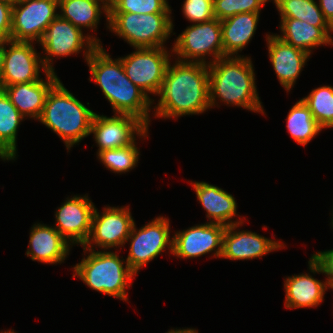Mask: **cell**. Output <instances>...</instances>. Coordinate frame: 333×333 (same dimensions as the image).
Returning a JSON list of instances; mask_svg holds the SVG:
<instances>
[{
  "label": "cell",
  "mask_w": 333,
  "mask_h": 333,
  "mask_svg": "<svg viewBox=\"0 0 333 333\" xmlns=\"http://www.w3.org/2000/svg\"><path fill=\"white\" fill-rule=\"evenodd\" d=\"M156 96L158 101L152 100V105L155 104L152 116L156 119L178 120L208 112L211 109L208 64L171 60Z\"/></svg>",
  "instance_id": "cell-1"
},
{
  "label": "cell",
  "mask_w": 333,
  "mask_h": 333,
  "mask_svg": "<svg viewBox=\"0 0 333 333\" xmlns=\"http://www.w3.org/2000/svg\"><path fill=\"white\" fill-rule=\"evenodd\" d=\"M148 127L131 115L113 114L106 116L95 113L90 135L98 148L96 155L109 149H116L132 144Z\"/></svg>",
  "instance_id": "cell-16"
},
{
  "label": "cell",
  "mask_w": 333,
  "mask_h": 333,
  "mask_svg": "<svg viewBox=\"0 0 333 333\" xmlns=\"http://www.w3.org/2000/svg\"><path fill=\"white\" fill-rule=\"evenodd\" d=\"M133 49L134 51L130 54L119 57L124 71L128 79L153 100L161 88L168 65L172 60V47Z\"/></svg>",
  "instance_id": "cell-10"
},
{
  "label": "cell",
  "mask_w": 333,
  "mask_h": 333,
  "mask_svg": "<svg viewBox=\"0 0 333 333\" xmlns=\"http://www.w3.org/2000/svg\"><path fill=\"white\" fill-rule=\"evenodd\" d=\"M301 99L323 130L333 128V86L320 85Z\"/></svg>",
  "instance_id": "cell-30"
},
{
  "label": "cell",
  "mask_w": 333,
  "mask_h": 333,
  "mask_svg": "<svg viewBox=\"0 0 333 333\" xmlns=\"http://www.w3.org/2000/svg\"><path fill=\"white\" fill-rule=\"evenodd\" d=\"M208 67L211 109L226 105L266 115L257 90L255 67L249 55L225 56Z\"/></svg>",
  "instance_id": "cell-3"
},
{
  "label": "cell",
  "mask_w": 333,
  "mask_h": 333,
  "mask_svg": "<svg viewBox=\"0 0 333 333\" xmlns=\"http://www.w3.org/2000/svg\"><path fill=\"white\" fill-rule=\"evenodd\" d=\"M38 46H41L42 49L41 59L44 67L48 71L56 73L55 59L78 56L83 52L81 55L86 62L98 45L87 33L58 15L46 29Z\"/></svg>",
  "instance_id": "cell-9"
},
{
  "label": "cell",
  "mask_w": 333,
  "mask_h": 333,
  "mask_svg": "<svg viewBox=\"0 0 333 333\" xmlns=\"http://www.w3.org/2000/svg\"><path fill=\"white\" fill-rule=\"evenodd\" d=\"M260 14L254 12L240 13L220 21L224 57L245 56L240 53L247 48L256 34Z\"/></svg>",
  "instance_id": "cell-24"
},
{
  "label": "cell",
  "mask_w": 333,
  "mask_h": 333,
  "mask_svg": "<svg viewBox=\"0 0 333 333\" xmlns=\"http://www.w3.org/2000/svg\"><path fill=\"white\" fill-rule=\"evenodd\" d=\"M264 38L268 51L267 57L272 64L277 80L286 93L290 94L311 55L282 41L275 33L268 32Z\"/></svg>",
  "instance_id": "cell-19"
},
{
  "label": "cell",
  "mask_w": 333,
  "mask_h": 333,
  "mask_svg": "<svg viewBox=\"0 0 333 333\" xmlns=\"http://www.w3.org/2000/svg\"><path fill=\"white\" fill-rule=\"evenodd\" d=\"M149 128H147L132 144L125 147L103 150L96 156L106 170L119 175L126 174L138 166L140 160V146L138 148V139L146 140L149 138Z\"/></svg>",
  "instance_id": "cell-28"
},
{
  "label": "cell",
  "mask_w": 333,
  "mask_h": 333,
  "mask_svg": "<svg viewBox=\"0 0 333 333\" xmlns=\"http://www.w3.org/2000/svg\"><path fill=\"white\" fill-rule=\"evenodd\" d=\"M44 78L42 77L35 82L6 86L3 89L12 104L26 120H39L48 91L60 79L57 73L50 71L45 73Z\"/></svg>",
  "instance_id": "cell-22"
},
{
  "label": "cell",
  "mask_w": 333,
  "mask_h": 333,
  "mask_svg": "<svg viewBox=\"0 0 333 333\" xmlns=\"http://www.w3.org/2000/svg\"><path fill=\"white\" fill-rule=\"evenodd\" d=\"M173 58L211 64L224 57L221 22L217 18L187 26L171 45Z\"/></svg>",
  "instance_id": "cell-8"
},
{
  "label": "cell",
  "mask_w": 333,
  "mask_h": 333,
  "mask_svg": "<svg viewBox=\"0 0 333 333\" xmlns=\"http://www.w3.org/2000/svg\"><path fill=\"white\" fill-rule=\"evenodd\" d=\"M95 113L78 100L59 79L47 93L38 122L59 136L69 153L72 147L90 136Z\"/></svg>",
  "instance_id": "cell-4"
},
{
  "label": "cell",
  "mask_w": 333,
  "mask_h": 333,
  "mask_svg": "<svg viewBox=\"0 0 333 333\" xmlns=\"http://www.w3.org/2000/svg\"><path fill=\"white\" fill-rule=\"evenodd\" d=\"M9 96L0 89V159L15 161L18 158L17 136L21 122L25 121Z\"/></svg>",
  "instance_id": "cell-26"
},
{
  "label": "cell",
  "mask_w": 333,
  "mask_h": 333,
  "mask_svg": "<svg viewBox=\"0 0 333 333\" xmlns=\"http://www.w3.org/2000/svg\"><path fill=\"white\" fill-rule=\"evenodd\" d=\"M16 332H17V331H15L14 329H11V330H10V329H9V330L7 329V331H6V330H4V331H3V330H2V331L0 330V333H16Z\"/></svg>",
  "instance_id": "cell-40"
},
{
  "label": "cell",
  "mask_w": 333,
  "mask_h": 333,
  "mask_svg": "<svg viewBox=\"0 0 333 333\" xmlns=\"http://www.w3.org/2000/svg\"><path fill=\"white\" fill-rule=\"evenodd\" d=\"M130 205L103 207L94 210L91 231L82 248L90 250H122L135 222Z\"/></svg>",
  "instance_id": "cell-11"
},
{
  "label": "cell",
  "mask_w": 333,
  "mask_h": 333,
  "mask_svg": "<svg viewBox=\"0 0 333 333\" xmlns=\"http://www.w3.org/2000/svg\"><path fill=\"white\" fill-rule=\"evenodd\" d=\"M83 252L81 261L71 266L73 278H78L91 290L130 303L127 291L137 275L123 255L120 257L121 250L83 248Z\"/></svg>",
  "instance_id": "cell-5"
},
{
  "label": "cell",
  "mask_w": 333,
  "mask_h": 333,
  "mask_svg": "<svg viewBox=\"0 0 333 333\" xmlns=\"http://www.w3.org/2000/svg\"><path fill=\"white\" fill-rule=\"evenodd\" d=\"M189 183L195 191L197 201L206 211L208 220L206 222L225 226L246 222L245 217L237 213L238 203L232 194L219 186L205 181L198 182L193 180Z\"/></svg>",
  "instance_id": "cell-20"
},
{
  "label": "cell",
  "mask_w": 333,
  "mask_h": 333,
  "mask_svg": "<svg viewBox=\"0 0 333 333\" xmlns=\"http://www.w3.org/2000/svg\"><path fill=\"white\" fill-rule=\"evenodd\" d=\"M7 40L0 39V80L3 72L4 55L6 51Z\"/></svg>",
  "instance_id": "cell-37"
},
{
  "label": "cell",
  "mask_w": 333,
  "mask_h": 333,
  "mask_svg": "<svg viewBox=\"0 0 333 333\" xmlns=\"http://www.w3.org/2000/svg\"><path fill=\"white\" fill-rule=\"evenodd\" d=\"M332 213H330L331 214V216H332V218H331V222H330V227H331V229H333V207H332V211H331Z\"/></svg>",
  "instance_id": "cell-42"
},
{
  "label": "cell",
  "mask_w": 333,
  "mask_h": 333,
  "mask_svg": "<svg viewBox=\"0 0 333 333\" xmlns=\"http://www.w3.org/2000/svg\"><path fill=\"white\" fill-rule=\"evenodd\" d=\"M95 208L87 193L68 196L54 211L52 226L72 246L82 247L89 237Z\"/></svg>",
  "instance_id": "cell-15"
},
{
  "label": "cell",
  "mask_w": 333,
  "mask_h": 333,
  "mask_svg": "<svg viewBox=\"0 0 333 333\" xmlns=\"http://www.w3.org/2000/svg\"><path fill=\"white\" fill-rule=\"evenodd\" d=\"M168 0H115L109 13L172 14Z\"/></svg>",
  "instance_id": "cell-31"
},
{
  "label": "cell",
  "mask_w": 333,
  "mask_h": 333,
  "mask_svg": "<svg viewBox=\"0 0 333 333\" xmlns=\"http://www.w3.org/2000/svg\"><path fill=\"white\" fill-rule=\"evenodd\" d=\"M59 16L80 28L97 44L104 45L97 35L100 19L104 14L108 30L109 7L102 0H58ZM85 29V30H84ZM90 32H93L90 34Z\"/></svg>",
  "instance_id": "cell-23"
},
{
  "label": "cell",
  "mask_w": 333,
  "mask_h": 333,
  "mask_svg": "<svg viewBox=\"0 0 333 333\" xmlns=\"http://www.w3.org/2000/svg\"><path fill=\"white\" fill-rule=\"evenodd\" d=\"M58 15V0L13 2L11 40L39 43Z\"/></svg>",
  "instance_id": "cell-12"
},
{
  "label": "cell",
  "mask_w": 333,
  "mask_h": 333,
  "mask_svg": "<svg viewBox=\"0 0 333 333\" xmlns=\"http://www.w3.org/2000/svg\"><path fill=\"white\" fill-rule=\"evenodd\" d=\"M310 257L321 268L329 290H333V248L324 251L318 250Z\"/></svg>",
  "instance_id": "cell-34"
},
{
  "label": "cell",
  "mask_w": 333,
  "mask_h": 333,
  "mask_svg": "<svg viewBox=\"0 0 333 333\" xmlns=\"http://www.w3.org/2000/svg\"><path fill=\"white\" fill-rule=\"evenodd\" d=\"M107 52L103 45H98L86 60L89 81L100 87L113 114L134 116L149 128L153 114L152 100L128 79L121 59H112Z\"/></svg>",
  "instance_id": "cell-2"
},
{
  "label": "cell",
  "mask_w": 333,
  "mask_h": 333,
  "mask_svg": "<svg viewBox=\"0 0 333 333\" xmlns=\"http://www.w3.org/2000/svg\"><path fill=\"white\" fill-rule=\"evenodd\" d=\"M279 20L280 34L275 33V35L311 56L319 46H332L329 39V27H314L295 18Z\"/></svg>",
  "instance_id": "cell-25"
},
{
  "label": "cell",
  "mask_w": 333,
  "mask_h": 333,
  "mask_svg": "<svg viewBox=\"0 0 333 333\" xmlns=\"http://www.w3.org/2000/svg\"><path fill=\"white\" fill-rule=\"evenodd\" d=\"M168 217L159 215L139 229L134 222L130 235L125 244L129 245V252L125 257L129 268L136 274L146 267L149 262L157 259L163 252L173 253V234ZM129 242V243H128Z\"/></svg>",
  "instance_id": "cell-7"
},
{
  "label": "cell",
  "mask_w": 333,
  "mask_h": 333,
  "mask_svg": "<svg viewBox=\"0 0 333 333\" xmlns=\"http://www.w3.org/2000/svg\"><path fill=\"white\" fill-rule=\"evenodd\" d=\"M244 224L245 222L226 226L220 259L249 261L285 249V243L281 239H274V234L271 235L273 238H267L251 230H242Z\"/></svg>",
  "instance_id": "cell-17"
},
{
  "label": "cell",
  "mask_w": 333,
  "mask_h": 333,
  "mask_svg": "<svg viewBox=\"0 0 333 333\" xmlns=\"http://www.w3.org/2000/svg\"><path fill=\"white\" fill-rule=\"evenodd\" d=\"M286 129L290 137L301 146H307L323 131L302 99L297 100L289 109Z\"/></svg>",
  "instance_id": "cell-27"
},
{
  "label": "cell",
  "mask_w": 333,
  "mask_h": 333,
  "mask_svg": "<svg viewBox=\"0 0 333 333\" xmlns=\"http://www.w3.org/2000/svg\"><path fill=\"white\" fill-rule=\"evenodd\" d=\"M308 271L284 278V306L286 309L316 308L324 302L329 287L326 280L313 275L323 274L321 268L310 257Z\"/></svg>",
  "instance_id": "cell-18"
},
{
  "label": "cell",
  "mask_w": 333,
  "mask_h": 333,
  "mask_svg": "<svg viewBox=\"0 0 333 333\" xmlns=\"http://www.w3.org/2000/svg\"><path fill=\"white\" fill-rule=\"evenodd\" d=\"M182 14L190 24L208 22L215 19L213 0H184Z\"/></svg>",
  "instance_id": "cell-33"
},
{
  "label": "cell",
  "mask_w": 333,
  "mask_h": 333,
  "mask_svg": "<svg viewBox=\"0 0 333 333\" xmlns=\"http://www.w3.org/2000/svg\"><path fill=\"white\" fill-rule=\"evenodd\" d=\"M271 0H213L215 17L222 21L240 13H260Z\"/></svg>",
  "instance_id": "cell-32"
},
{
  "label": "cell",
  "mask_w": 333,
  "mask_h": 333,
  "mask_svg": "<svg viewBox=\"0 0 333 333\" xmlns=\"http://www.w3.org/2000/svg\"><path fill=\"white\" fill-rule=\"evenodd\" d=\"M329 39L333 46V21L329 24Z\"/></svg>",
  "instance_id": "cell-39"
},
{
  "label": "cell",
  "mask_w": 333,
  "mask_h": 333,
  "mask_svg": "<svg viewBox=\"0 0 333 333\" xmlns=\"http://www.w3.org/2000/svg\"><path fill=\"white\" fill-rule=\"evenodd\" d=\"M324 18L330 24L333 21V0H317Z\"/></svg>",
  "instance_id": "cell-36"
},
{
  "label": "cell",
  "mask_w": 333,
  "mask_h": 333,
  "mask_svg": "<svg viewBox=\"0 0 333 333\" xmlns=\"http://www.w3.org/2000/svg\"><path fill=\"white\" fill-rule=\"evenodd\" d=\"M35 42L7 40L0 89L6 86L38 81L48 72L37 52Z\"/></svg>",
  "instance_id": "cell-14"
},
{
  "label": "cell",
  "mask_w": 333,
  "mask_h": 333,
  "mask_svg": "<svg viewBox=\"0 0 333 333\" xmlns=\"http://www.w3.org/2000/svg\"><path fill=\"white\" fill-rule=\"evenodd\" d=\"M166 333H199V330L197 328H170Z\"/></svg>",
  "instance_id": "cell-38"
},
{
  "label": "cell",
  "mask_w": 333,
  "mask_h": 333,
  "mask_svg": "<svg viewBox=\"0 0 333 333\" xmlns=\"http://www.w3.org/2000/svg\"><path fill=\"white\" fill-rule=\"evenodd\" d=\"M108 7L115 1V0H102Z\"/></svg>",
  "instance_id": "cell-41"
},
{
  "label": "cell",
  "mask_w": 333,
  "mask_h": 333,
  "mask_svg": "<svg viewBox=\"0 0 333 333\" xmlns=\"http://www.w3.org/2000/svg\"><path fill=\"white\" fill-rule=\"evenodd\" d=\"M226 226L218 223H199L173 232V257L194 259L209 253V257L221 258L223 235ZM211 253V255H210Z\"/></svg>",
  "instance_id": "cell-13"
},
{
  "label": "cell",
  "mask_w": 333,
  "mask_h": 333,
  "mask_svg": "<svg viewBox=\"0 0 333 333\" xmlns=\"http://www.w3.org/2000/svg\"><path fill=\"white\" fill-rule=\"evenodd\" d=\"M29 232L27 257L49 265L65 263L73 246L53 226L34 222Z\"/></svg>",
  "instance_id": "cell-21"
},
{
  "label": "cell",
  "mask_w": 333,
  "mask_h": 333,
  "mask_svg": "<svg viewBox=\"0 0 333 333\" xmlns=\"http://www.w3.org/2000/svg\"><path fill=\"white\" fill-rule=\"evenodd\" d=\"M172 14L109 13L108 30L133 48L167 47L174 33Z\"/></svg>",
  "instance_id": "cell-6"
},
{
  "label": "cell",
  "mask_w": 333,
  "mask_h": 333,
  "mask_svg": "<svg viewBox=\"0 0 333 333\" xmlns=\"http://www.w3.org/2000/svg\"><path fill=\"white\" fill-rule=\"evenodd\" d=\"M280 19L295 18L314 27H329L317 0H271Z\"/></svg>",
  "instance_id": "cell-29"
},
{
  "label": "cell",
  "mask_w": 333,
  "mask_h": 333,
  "mask_svg": "<svg viewBox=\"0 0 333 333\" xmlns=\"http://www.w3.org/2000/svg\"><path fill=\"white\" fill-rule=\"evenodd\" d=\"M13 2L0 0V39L11 40Z\"/></svg>",
  "instance_id": "cell-35"
}]
</instances>
